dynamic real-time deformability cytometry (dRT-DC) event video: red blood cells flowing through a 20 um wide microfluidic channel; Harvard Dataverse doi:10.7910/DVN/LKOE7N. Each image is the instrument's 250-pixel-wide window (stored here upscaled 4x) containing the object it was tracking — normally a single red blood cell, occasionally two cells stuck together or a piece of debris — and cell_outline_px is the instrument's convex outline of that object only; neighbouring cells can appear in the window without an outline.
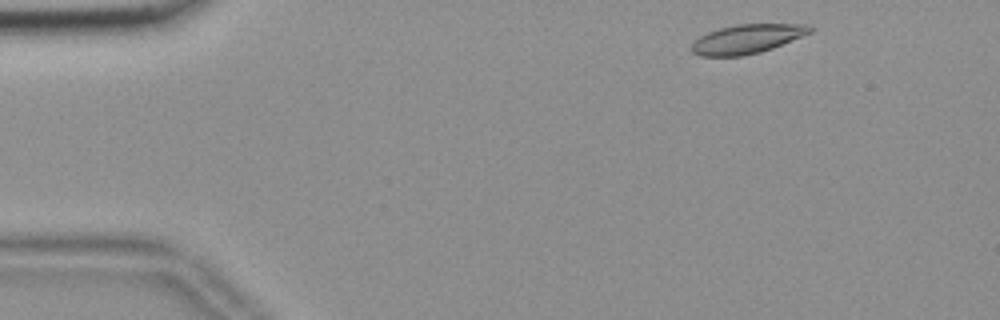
{"species": "common noctule bat (a hibernating species)", "species_latin": "Nyctalus noctula", "temperature_condition": "room temperature", "stored_images_in_passage": 11, "camera_frame_rate_fps": 3000, "um_per_image_px": 0.085, "animal": {"sex": "female", "body_mass_g": 18.4}, "frame": {"image": 1, "passage_image": 2, "time_ms": 0.333, "image_size_px": [1000, 320], "cell_outline_px": [[812, 32], [772, 48], [760, 52], [744, 56], [700, 56], [692, 52], [692, 44], [700, 36], [708, 32], [720, 28], [736, 24], [808, 24], [812, 28]], "centroid_in_image_um": [63.5, 3.31], "position_along_channel_um": 21.5, "area_um2": 19.94}}